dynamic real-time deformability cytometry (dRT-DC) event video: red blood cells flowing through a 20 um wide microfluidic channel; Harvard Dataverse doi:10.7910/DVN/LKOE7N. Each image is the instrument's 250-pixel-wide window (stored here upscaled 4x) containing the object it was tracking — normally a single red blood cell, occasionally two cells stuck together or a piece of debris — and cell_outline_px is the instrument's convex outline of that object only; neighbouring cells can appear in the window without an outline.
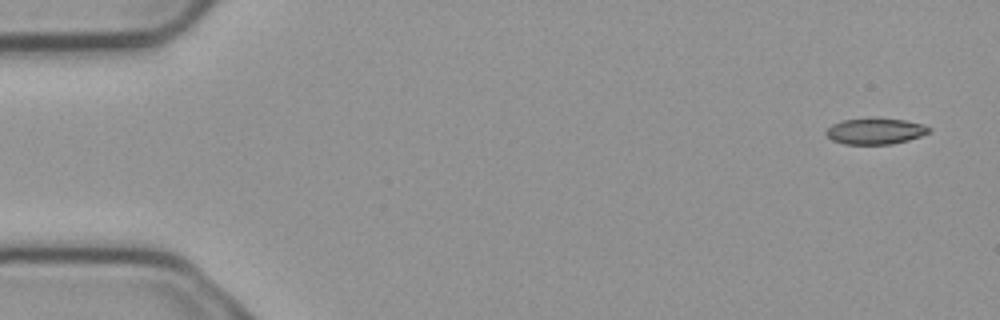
{"species": "common noctule bat (a hibernating species)", "species_latin": "Nyctalus noctula", "temperature_condition": "cold", "stored_images_in_passage": 6, "camera_frame_rate_fps": 3000, "um_per_image_px": 0.085, "animal": {"sex": "male", "body_mass_g": 23.1, "forearm_length_mm": 52.7}, "frame": {"image": 1, "passage_image": 1, "time_ms": 0.0, "image_size_px": [1000, 320], "cell_outline_px": [[932, 128], [928, 132], [920, 136], [908, 140], [892, 144], [844, 144], [832, 140], [824, 132], [832, 124], [844, 120], [904, 120], [924, 124]], "centroid_in_image_um": [74.4, 11.18], "position_along_channel_um": 10.6, "area_um2": 15.09}}